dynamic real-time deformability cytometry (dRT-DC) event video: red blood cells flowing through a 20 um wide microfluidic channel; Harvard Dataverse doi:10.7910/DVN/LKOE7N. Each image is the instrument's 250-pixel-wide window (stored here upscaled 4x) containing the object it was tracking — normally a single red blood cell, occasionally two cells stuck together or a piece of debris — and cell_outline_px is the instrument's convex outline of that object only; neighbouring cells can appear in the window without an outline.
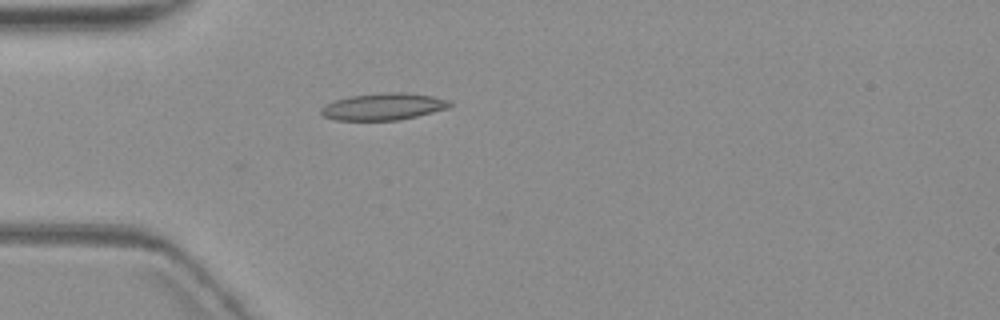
{"species": "common noctule bat (a hibernating species)", "species_latin": "Nyctalus noctula", "temperature_condition": "warm", "stored_images_in_passage": 2, "camera_frame_rate_fps": 3000, "um_per_image_px": 0.085, "animal": {"sex": "female", "body_mass_g": 19.3, "forearm_length_mm": 54.1}, "frame": {"image": 1, "passage_image": 1, "time_ms": 0.0, "image_size_px": [1000, 320], "cell_outline_px": [[452, 104], [448, 108], [400, 120], [336, 120], [324, 116], [320, 112], [320, 108], [324, 104], [348, 96], [384, 92], [404, 92], [432, 96], [452, 100]], "centroid_in_image_um": [32.59, 9.05], "position_along_channel_um": 52.4, "area_um2": 20.29}}